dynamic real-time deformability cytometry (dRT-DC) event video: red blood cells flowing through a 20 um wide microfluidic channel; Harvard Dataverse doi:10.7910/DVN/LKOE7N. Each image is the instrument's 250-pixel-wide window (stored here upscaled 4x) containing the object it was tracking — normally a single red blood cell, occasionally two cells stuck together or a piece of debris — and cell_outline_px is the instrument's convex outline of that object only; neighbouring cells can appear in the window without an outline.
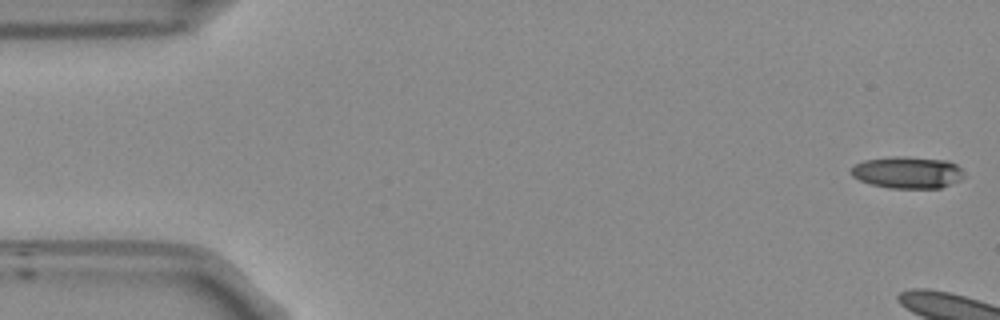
{"species": "Egyptian fruit bat (a non-hibernating species)", "species_latin": "Rousettus aegyptiacus", "temperature_condition": "room temperature", "stored_images_in_passage": 9, "camera_frame_rate_fps": 3000, "um_per_image_px": 0.085, "frame": {"image": 1, "passage_image": 1, "time_ms": 0.0, "image_size_px": [1000, 320], "cell_outline_px": [[964, 176], [960, 180], [940, 188], [892, 188], [872, 184], [860, 180], [852, 176], [852, 168], [856, 164], [864, 160], [888, 156], [908, 156], [948, 160], [956, 164], [964, 172]], "centroid_in_image_um": [77.17, 14.64], "position_along_channel_um": 7.8, "area_um2": 21.04}}